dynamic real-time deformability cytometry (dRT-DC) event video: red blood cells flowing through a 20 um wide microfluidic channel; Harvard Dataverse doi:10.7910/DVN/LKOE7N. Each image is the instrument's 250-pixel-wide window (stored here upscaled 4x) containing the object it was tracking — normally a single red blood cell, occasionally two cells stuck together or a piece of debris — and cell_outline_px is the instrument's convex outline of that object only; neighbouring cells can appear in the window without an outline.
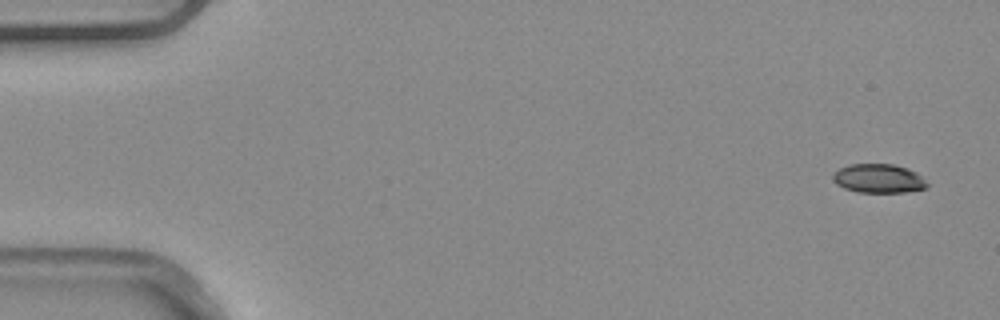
{"species": "common noctule bat (a hibernating species)", "species_latin": "Nyctalus noctula", "temperature_condition": "warm", "stored_images_in_passage": 5, "camera_frame_rate_fps": 3000, "um_per_image_px": 0.085, "animal": {"sex": "male", "body_mass_g": 20.4}, "frame": {"image": 1, "passage_image": 1, "time_ms": 0.0, "image_size_px": [1000, 320], "cell_outline_px": [[928, 184], [924, 188], [904, 192], [856, 192], [844, 188], [836, 184], [832, 180], [832, 172], [848, 164], [892, 164], [908, 168], [916, 172]], "centroid_in_image_um": [74.61, 15.16], "position_along_channel_um": 10.4, "area_um2": 15.9}}
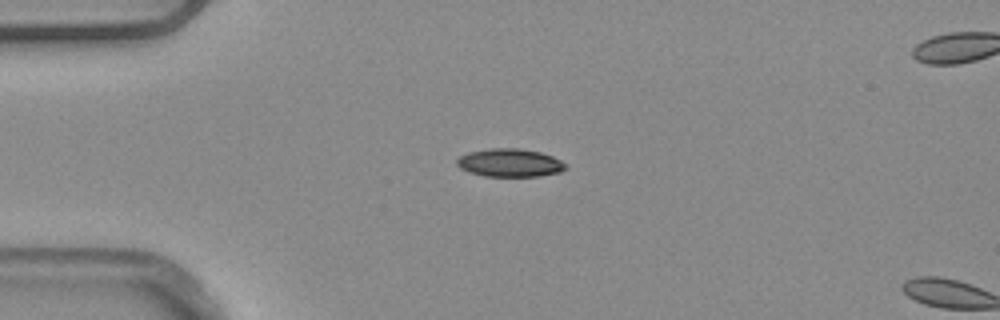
{"frame": {"image": 2, "passage_image": 4, "time_ms": 1.0, "image_size_px": [1000, 320], "cell_outline_px": [[568, 168], [560, 172], [540, 176], [484, 176], [468, 172], [460, 168], [456, 164], [456, 160], [460, 156], [468, 152], [488, 148], [520, 148], [540, 152], [552, 156], [560, 160]], "centroid_in_image_um": [43.31, 13.83], "position_along_channel_um": 41.7, "area_um2": 17.92}}